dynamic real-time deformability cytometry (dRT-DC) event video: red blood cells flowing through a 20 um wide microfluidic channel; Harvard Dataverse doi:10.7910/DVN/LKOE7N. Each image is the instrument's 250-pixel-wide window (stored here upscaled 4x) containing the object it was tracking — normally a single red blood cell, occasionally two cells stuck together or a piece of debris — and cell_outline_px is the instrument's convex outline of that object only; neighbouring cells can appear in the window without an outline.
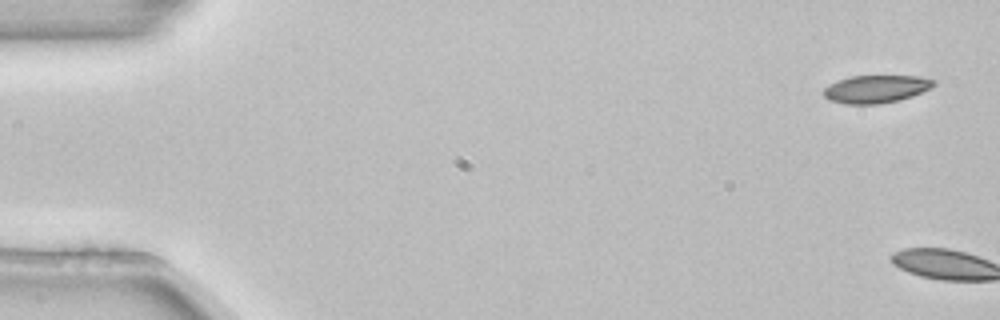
{"species": "common noctule bat (a hibernating species)", "species_latin": "Nyctalus noctula", "temperature_condition": "room temperature", "stored_images_in_passage": 5, "camera_frame_rate_fps": 3000, "um_per_image_px": 0.085, "animal": {"sex": "female", "body_mass_g": 22.7, "forearm_length_mm": 54.2}, "frame": {"image": 1, "passage_image": 1, "time_ms": 0.0, "image_size_px": [1000, 320], "cell_outline_px": [[936, 84], [932, 88], [912, 96], [900, 100], [880, 104], [844, 104], [828, 100], [820, 92], [828, 84], [836, 80], [848, 76], [920, 76], [936, 80]], "centroid_in_image_um": [74.43, 7.56], "position_along_channel_um": 10.6, "area_um2": 18.26}}
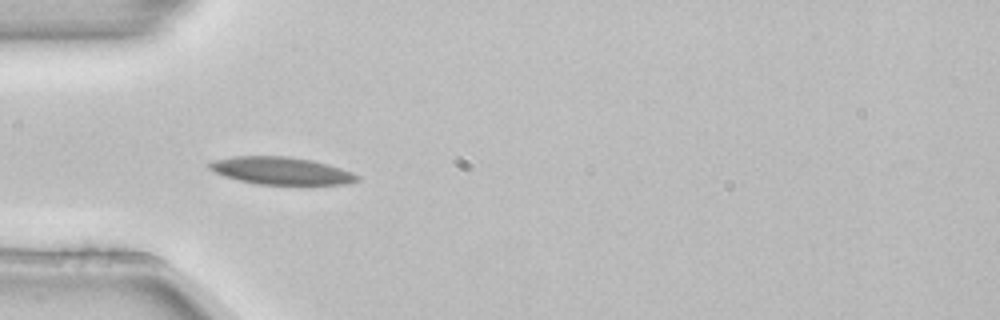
{"frame": {"image": 2, "passage_image": 5, "time_ms": 1.333, "image_size_px": [1000, 320], "cell_outline_px": [[360, 180], [348, 184], [308, 188], [256, 184], [224, 176], [208, 168], [208, 164], [212, 160], [232, 156], [288, 156], [312, 160], [328, 164], [352, 172], [360, 176]], "centroid_in_image_um": [24.0, 14.57], "position_along_channel_um": 61.0, "area_um2": 24.97}}